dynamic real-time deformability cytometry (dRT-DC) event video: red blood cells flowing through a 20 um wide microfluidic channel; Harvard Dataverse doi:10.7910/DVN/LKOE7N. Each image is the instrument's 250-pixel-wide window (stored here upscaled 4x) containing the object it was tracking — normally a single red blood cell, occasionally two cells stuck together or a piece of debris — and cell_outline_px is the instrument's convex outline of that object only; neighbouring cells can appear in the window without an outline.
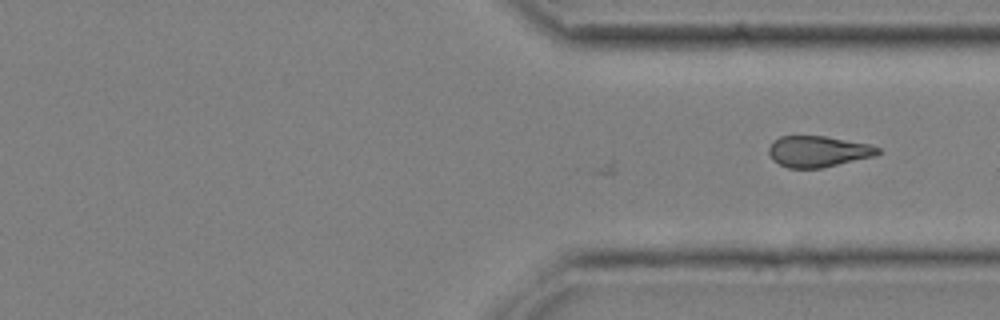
{"species": "common noctule bat (a hibernating species)", "species_latin": "Nyctalus noctula", "temperature_condition": "cold", "stored_images_in_passage": 27, "camera_frame_rate_fps": 3000, "um_per_image_px": 0.085, "animal": {"sex": "male", "body_mass_g": 20.4}, "frame": {"image": 1, "passage_image": 27, "time_ms": 8.667, "image_size_px": [1000, 320], "cell_outline_px": [[880, 152], [876, 156], [824, 168], [788, 168], [772, 160], [768, 152], [768, 148], [772, 140], [780, 136], [824, 136], [868, 144], [880, 148]], "centroid_in_image_um": [69.52, 12.88], "position_along_channel_um": 341.9, "area_um2": 19.94}}